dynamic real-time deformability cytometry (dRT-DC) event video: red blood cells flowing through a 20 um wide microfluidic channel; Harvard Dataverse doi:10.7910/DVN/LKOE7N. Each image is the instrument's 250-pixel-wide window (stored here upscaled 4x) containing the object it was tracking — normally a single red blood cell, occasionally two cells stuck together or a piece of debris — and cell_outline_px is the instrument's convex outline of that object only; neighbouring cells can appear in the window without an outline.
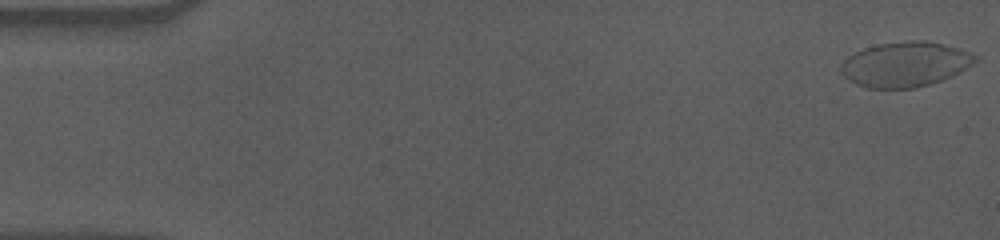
{"species": "human", "species_latin": "Homo sapiens", "temperature_condition": "cold", "stored_images_in_passage": 58, "camera_frame_rate_fps": 3000, "um_per_image_px": 0.085, "donor": {"sex": "male"}, "frame": {"image": 1, "passage_image": 1, "time_ms": 0.0, "image_size_px": [1000, 240], "cell_outline_px": [[980, 60], [960, 72], [940, 80], [916, 88], [868, 88], [856, 84], [848, 80], [840, 72], [840, 64], [848, 56], [864, 48], [880, 44], [908, 40], [924, 40], [960, 48], [980, 56]], "centroid_in_image_um": [76.96, 5.46], "position_along_channel_um": 8.0, "area_um2": 35.32}}
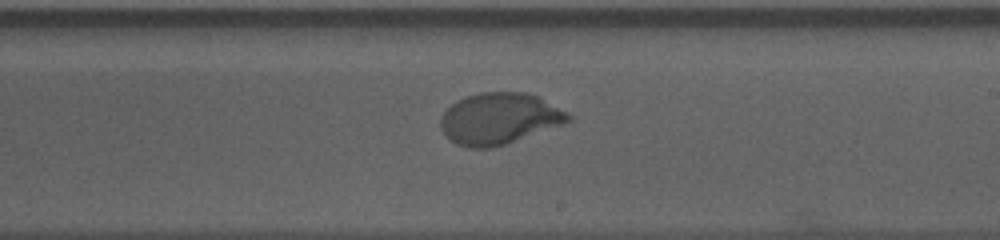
{"frame": {"image": 2, "passage_image": 34, "time_ms": 11.0, "image_size_px": [1000, 240], "cell_outline_px": [[572, 120], [564, 124], [492, 148], [468, 148], [456, 144], [440, 128], [440, 116], [456, 100], [464, 96], [480, 92], [524, 92], [540, 96], [568, 112], [572, 116]], "centroid_in_image_um": [42.45, 10.06], "position_along_channel_um": 246.5, "area_um2": 38.38}}
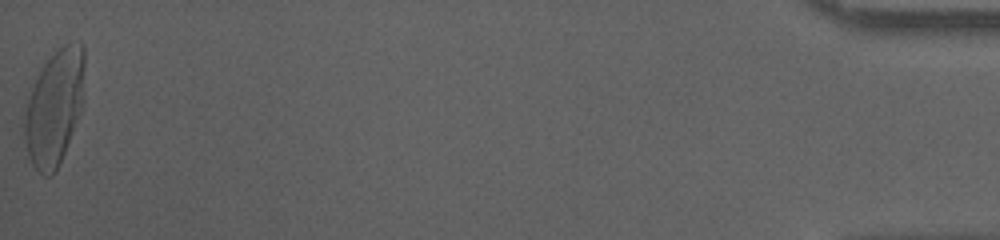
{"frame": {"image": 3, "passage_image": 58, "time_ms": 19.0, "image_size_px": [1000, 240], "cell_outline_px": [[84, 64], [80, 112], [60, 164], [56, 172], [52, 176], [44, 176], [32, 164], [28, 152], [24, 136], [24, 108], [36, 76], [44, 60], [60, 48], [72, 40], [80, 44], [84, 48]], "centroid_in_image_um": [4.6, 9.12], "position_along_channel_um": 430.6, "area_um2": 40.29}, "authors_computed_cell_mechanics": {"area_um2": 37.6278, "velocity_mm_per_s": 3.5159, "shape_relaxation_time_tau1_ms": 3.8167, "shape_relaxation_time_tau2_ms": null, "deformation_change_tau1": 0.2018, "deformation_change_tau2": null}}